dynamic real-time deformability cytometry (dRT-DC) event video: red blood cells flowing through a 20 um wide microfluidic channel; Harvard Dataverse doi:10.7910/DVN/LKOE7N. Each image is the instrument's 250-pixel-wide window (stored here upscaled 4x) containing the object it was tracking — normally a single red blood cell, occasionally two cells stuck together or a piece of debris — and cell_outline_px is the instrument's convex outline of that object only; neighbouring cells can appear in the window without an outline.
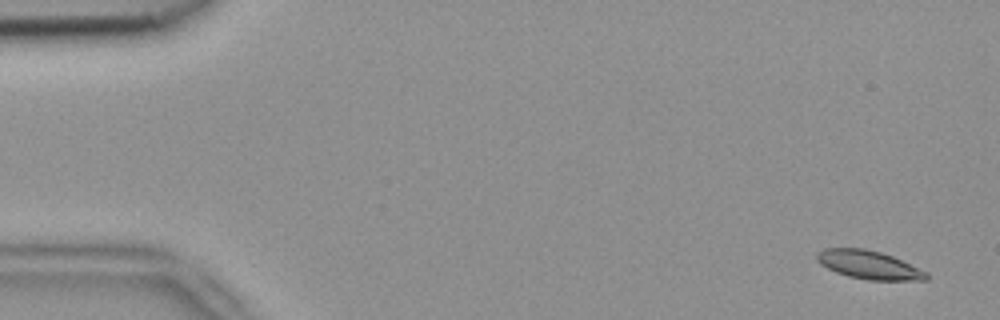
{"species": "common noctule bat (a hibernating species)", "species_latin": "Nyctalus noctula", "temperature_condition": "room temperature", "stored_images_in_passage": 5, "camera_frame_rate_fps": 3000, "um_per_image_px": 0.085, "animal": {"sex": "female", "body_mass_g": 18.4}, "frame": {"image": 1, "passage_image": 1, "time_ms": 0.0, "image_size_px": [1000, 320], "cell_outline_px": [[928, 280], [868, 280], [848, 276], [836, 272], [820, 264], [816, 260], [816, 252], [824, 248], [864, 248], [880, 252], [892, 256], [928, 272]], "centroid_in_image_um": [73.83, 22.51], "position_along_channel_um": 11.2, "area_um2": 18.15}}
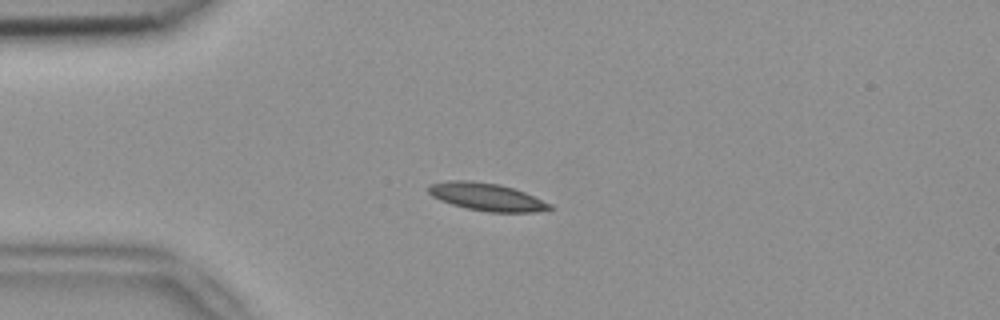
{"frame": {"image": 2, "passage_image": 4, "time_ms": 1.0, "image_size_px": [1000, 320], "cell_outline_px": [[556, 208], [536, 212], [488, 212], [468, 208], [452, 204], [440, 200], [432, 196], [428, 192], [428, 184], [448, 180], [472, 180], [500, 184], [524, 192], [552, 204]], "centroid_in_image_um": [41.37, 16.73], "position_along_channel_um": 43.6, "area_um2": 19.65}}